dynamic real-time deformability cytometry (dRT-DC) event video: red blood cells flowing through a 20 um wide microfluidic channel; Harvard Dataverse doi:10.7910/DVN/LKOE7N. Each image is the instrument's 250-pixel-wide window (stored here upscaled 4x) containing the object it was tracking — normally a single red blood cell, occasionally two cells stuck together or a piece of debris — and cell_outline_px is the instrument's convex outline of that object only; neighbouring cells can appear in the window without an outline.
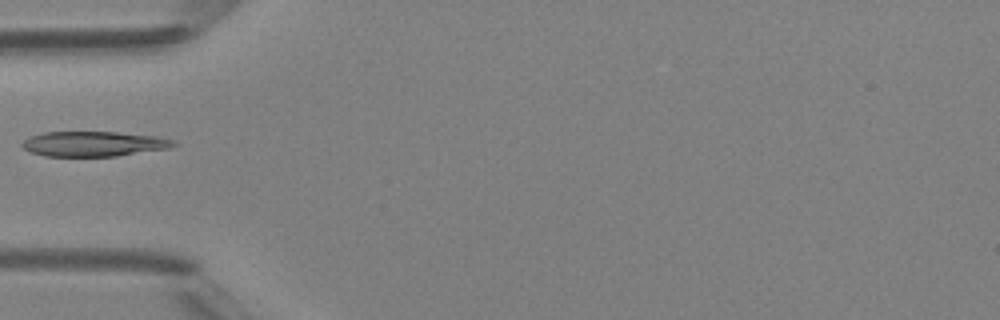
{"species": "Egyptian fruit bat (a non-hibernating species)", "species_latin": "Rousettus aegyptiacus", "temperature_condition": "room temperature", "stored_images_in_passage": 1, "camera_frame_rate_fps": 3000, "um_per_image_px": 0.085, "animal": {"sex": "female"}, "frame": {"image": 1, "passage_image": 1, "time_ms": 0.0, "image_size_px": [1000, 320], "cell_outline_px": [[180, 144], [172, 148], [116, 156], [44, 156], [32, 152], [24, 148], [20, 144], [28, 136], [44, 132], [116, 132], [156, 136], [176, 140]], "centroid_in_image_um": [8.02, 12.22], "position_along_channel_um": 77.0, "area_um2": 22.31}}